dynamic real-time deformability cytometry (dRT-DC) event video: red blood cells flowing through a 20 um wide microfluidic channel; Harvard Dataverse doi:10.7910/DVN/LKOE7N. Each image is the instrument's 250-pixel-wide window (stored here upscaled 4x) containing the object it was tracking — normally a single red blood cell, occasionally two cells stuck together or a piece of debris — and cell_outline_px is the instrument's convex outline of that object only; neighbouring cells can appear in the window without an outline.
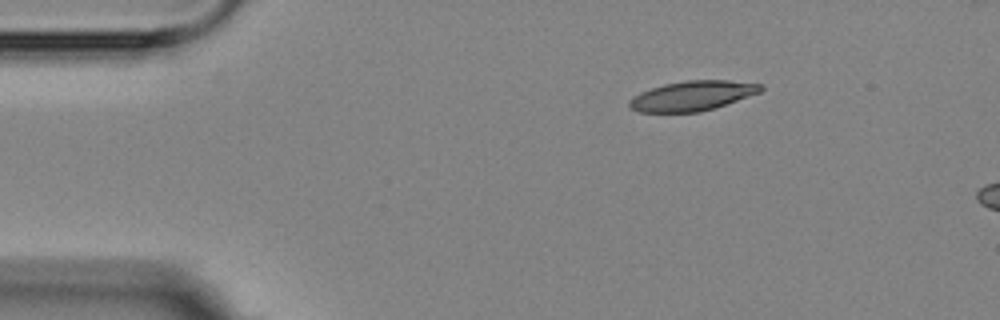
{"species": "Egyptian fruit bat (a non-hibernating species)", "species_latin": "Rousettus aegyptiacus", "temperature_condition": "room temperature", "stored_images_in_passage": 4, "camera_frame_rate_fps": 3000, "um_per_image_px": 0.085, "animal": {"sex": "female"}, "frame": {"image": 1, "passage_image": 1, "time_ms": 0.0, "image_size_px": [1000, 320], "cell_outline_px": [[764, 88], [760, 92], [716, 108], [700, 112], [640, 112], [628, 108], [628, 100], [632, 96], [640, 92], [664, 84], [684, 80], [728, 80], [764, 84]], "centroid_in_image_um": [58.84, 8.14], "position_along_channel_um": 26.2, "area_um2": 23.06}}